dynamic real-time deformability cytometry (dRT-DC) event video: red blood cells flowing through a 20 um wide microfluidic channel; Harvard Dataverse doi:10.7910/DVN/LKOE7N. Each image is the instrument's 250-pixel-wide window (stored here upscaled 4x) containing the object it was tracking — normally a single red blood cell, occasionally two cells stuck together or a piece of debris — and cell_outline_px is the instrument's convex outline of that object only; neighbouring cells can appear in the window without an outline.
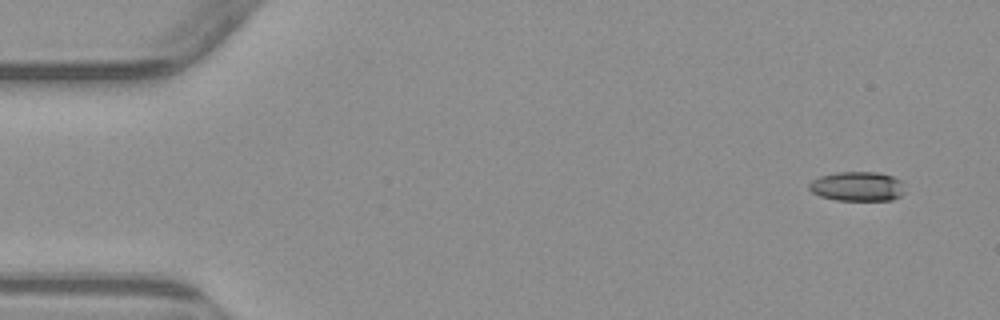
{"species": "common noctule bat (a hibernating species)", "species_latin": "Nyctalus noctula", "temperature_condition": "warm", "stored_images_in_passage": 4, "camera_frame_rate_fps": 3000, "um_per_image_px": 0.085, "animal": {"sex": "male", "body_mass_g": 23.1, "forearm_length_mm": 52.7}, "frame": {"image": 1, "passage_image": 1, "time_ms": 0.0, "image_size_px": [1000, 320], "cell_outline_px": [[904, 192], [900, 196], [892, 200], [836, 200], [820, 196], [812, 192], [808, 188], [808, 184], [812, 180], [820, 176], [836, 172], [880, 172], [892, 176], [900, 180]], "centroid_in_image_um": [72.85, 15.84], "position_along_channel_um": 12.1, "area_um2": 16.47}}
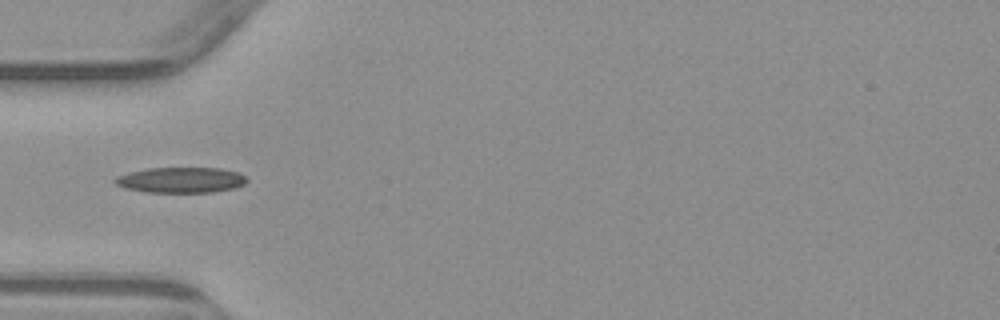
{"frame": {"image": 2, "passage_image": 4, "time_ms": 4.667, "image_size_px": [1000, 320], "cell_outline_px": [[248, 180], [244, 184], [236, 188], [212, 192], [144, 192], [124, 188], [116, 184], [112, 180], [116, 176], [128, 172], [148, 168], [220, 168], [240, 172]], "centroid_in_image_um": [15.36, 15.3], "position_along_channel_um": 69.6, "area_um2": 19.83}}